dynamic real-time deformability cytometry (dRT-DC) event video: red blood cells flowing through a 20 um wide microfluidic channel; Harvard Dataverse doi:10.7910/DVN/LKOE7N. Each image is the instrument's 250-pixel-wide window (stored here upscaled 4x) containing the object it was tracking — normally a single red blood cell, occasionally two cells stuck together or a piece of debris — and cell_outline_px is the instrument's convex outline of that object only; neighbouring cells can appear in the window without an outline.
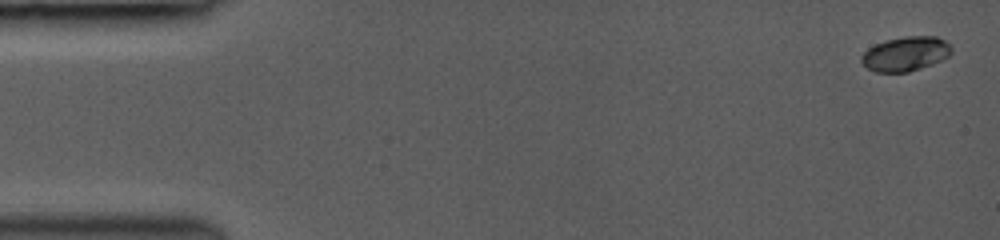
{"species": "common noctule bat (a hibernating species)", "species_latin": "Nyctalus noctula", "temperature_condition": "room temperature", "stored_images_in_passage": 37, "camera_frame_rate_fps": 3000, "um_per_image_px": 0.085, "animal": {"sex": "female", "body_mass_g": 19.0, "forearm_length_mm": 53.3}, "frame": {"image": 1, "passage_image": 1, "time_ms": 0.0, "image_size_px": [1000, 240], "cell_outline_px": [[952, 52], [948, 56], [932, 64], [908, 72], [876, 72], [868, 68], [860, 60], [860, 56], [868, 48], [876, 44], [888, 40], [904, 36], [936, 36], [944, 40], [952, 48]], "centroid_in_image_um": [76.97, 4.57], "position_along_channel_um": 8.0, "area_um2": 17.92}}
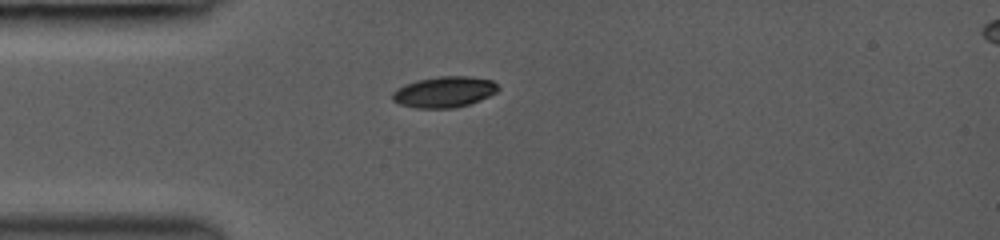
{"frame": {"image": 2, "passage_image": 25, "time_ms": 4.0, "image_size_px": [1000, 240], "cell_outline_px": [[500, 88], [496, 92], [480, 100], [456, 108], [416, 108], [400, 104], [392, 100], [392, 92], [396, 88], [404, 84], [416, 80], [440, 76], [468, 76], [492, 80]], "centroid_in_image_um": [37.73, 7.81], "position_along_channel_um": 47.3, "area_um2": 19.13}}
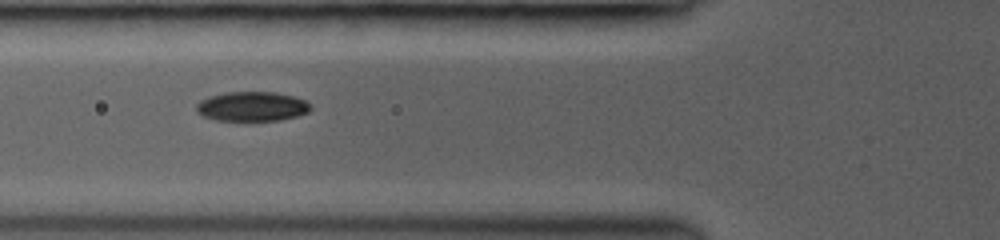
{"frame": {"image": 3, "passage_image": 36, "time_ms": 5.667, "image_size_px": [1000, 240], "cell_outline_px": [[312, 108], [308, 112], [296, 116], [280, 120], [216, 120], [204, 116], [196, 112], [196, 104], [200, 100], [208, 96], [224, 92], [276, 92], [292, 96], [304, 100]], "centroid_in_image_um": [21.38, 9.04], "position_along_channel_um": 104.4, "area_um2": 19.59}}